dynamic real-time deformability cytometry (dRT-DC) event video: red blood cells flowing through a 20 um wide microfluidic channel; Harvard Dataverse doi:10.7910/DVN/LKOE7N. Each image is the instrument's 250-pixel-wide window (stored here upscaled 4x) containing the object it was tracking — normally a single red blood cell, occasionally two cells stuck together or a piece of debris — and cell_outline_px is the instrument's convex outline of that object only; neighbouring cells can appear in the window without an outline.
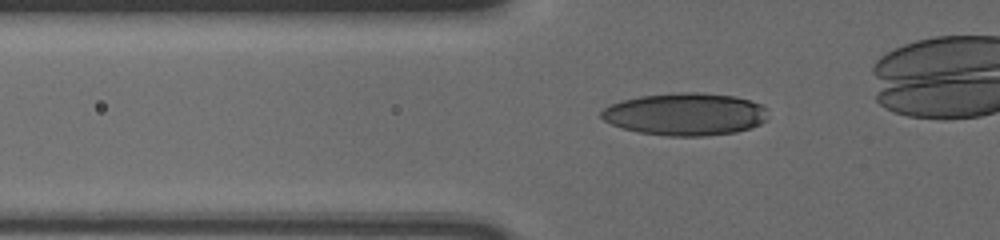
{"species": "human", "species_latin": "Homo sapiens", "temperature_condition": "cold", "stored_images_in_passage": 37, "camera_frame_rate_fps": 3000, "um_per_image_px": 0.085, "donor": {"sex": "male"}, "frame": {"image": 1, "passage_image": 6, "time_ms": 1.667, "image_size_px": [1000, 240], "cell_outline_px": [[768, 120], [760, 124], [736, 132], [704, 136], [668, 136], [640, 132], [624, 128], [612, 124], [604, 120], [600, 116], [600, 112], [604, 108], [612, 104], [624, 100], [640, 96], [680, 92], [696, 92], [736, 96], [760, 104], [764, 108]], "centroid_in_image_um": [58.26, 9.7], "position_along_channel_um": 67.5, "area_um2": 40.98}}
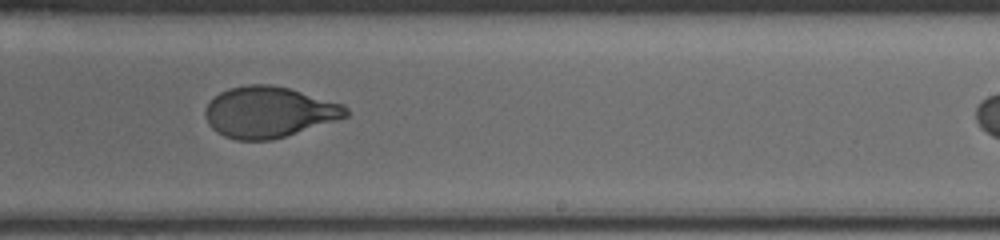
{"frame": {"image": 2, "passage_image": 23, "time_ms": 7.333, "image_size_px": [1000, 240], "cell_outline_px": [[348, 116], [336, 120], [272, 140], [236, 140], [224, 136], [216, 132], [208, 124], [204, 112], [208, 104], [220, 92], [228, 88], [244, 84], [268, 84], [288, 88], [344, 104], [348, 108]], "centroid_in_image_um": [22.84, 9.52], "position_along_channel_um": 266.2, "area_um2": 41.62}}
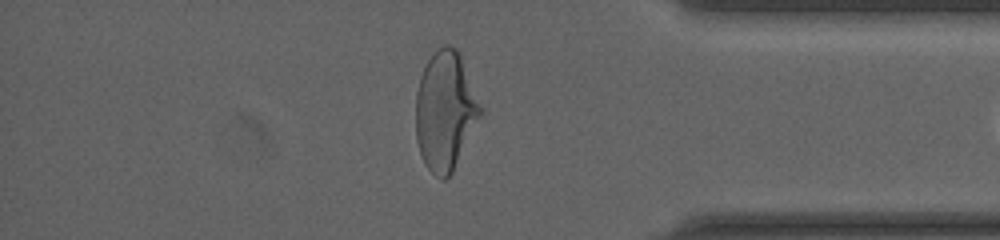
{"frame": {"image": 3, "passage_image": 35, "time_ms": 11.333, "image_size_px": [1000, 240], "cell_outline_px": [[484, 112], [452, 172], [444, 180], [440, 180], [424, 164], [416, 140], [416, 92], [420, 76], [428, 60], [444, 44], [448, 44], [456, 48], [460, 56]], "centroid_in_image_um": [37.85, 9.46], "position_along_channel_um": 397.4, "area_um2": 44.51}}